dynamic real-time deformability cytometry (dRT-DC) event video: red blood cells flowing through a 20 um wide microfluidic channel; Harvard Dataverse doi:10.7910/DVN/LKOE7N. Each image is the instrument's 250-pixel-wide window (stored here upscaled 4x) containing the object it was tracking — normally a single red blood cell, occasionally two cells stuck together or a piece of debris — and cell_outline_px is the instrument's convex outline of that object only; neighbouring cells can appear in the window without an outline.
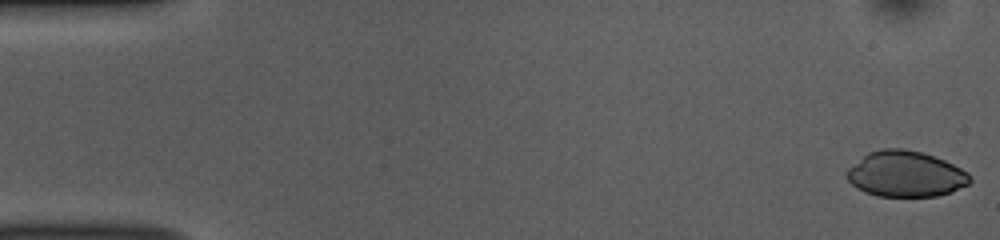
{"species": "common noctule bat (a hibernating species)", "species_latin": "Nyctalus noctula", "temperature_condition": "room temperature", "stored_images_in_passage": 52, "camera_frame_rate_fps": 3000, "um_per_image_px": 0.085, "animal": {"sex": "female", "body_mass_g": 10.0, "forearm_length_mm": 53.1}, "frame": {"image": 1, "passage_image": 1, "time_ms": 0.0, "image_size_px": [1000, 240], "cell_outline_px": [[972, 180], [968, 184], [952, 192], [936, 196], [876, 196], [864, 192], [856, 188], [844, 176], [848, 168], [868, 152], [880, 148], [904, 148], [920, 152], [944, 160], [968, 172], [972, 176]], "centroid_in_image_um": [76.96, 14.79], "position_along_channel_um": 8.0, "area_um2": 33.0}}